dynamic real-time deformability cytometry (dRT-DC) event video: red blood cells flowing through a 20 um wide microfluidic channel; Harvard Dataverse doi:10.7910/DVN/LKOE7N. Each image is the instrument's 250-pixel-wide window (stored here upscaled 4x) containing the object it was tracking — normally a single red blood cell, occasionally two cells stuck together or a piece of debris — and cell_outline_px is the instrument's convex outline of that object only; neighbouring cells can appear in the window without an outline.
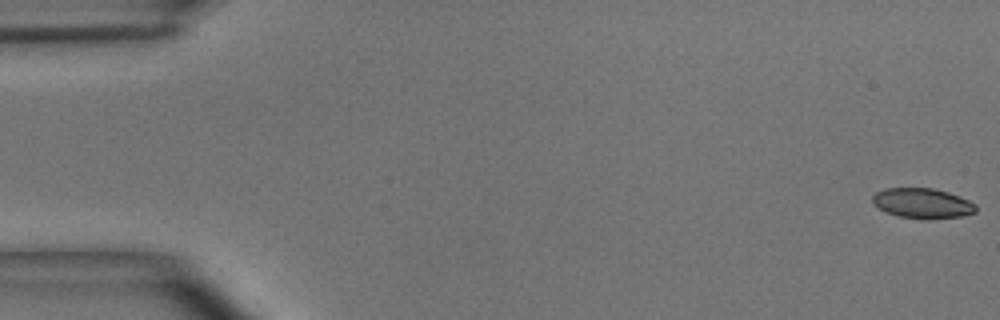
{"species": "common noctule bat (a hibernating species)", "species_latin": "Nyctalus noctula", "temperature_condition": "room temperature", "stored_images_in_passage": 6, "camera_frame_rate_fps": 3000, "um_per_image_px": 0.085, "animal": {"sex": "male", "body_mass_g": 15.6}, "frame": {"image": 1, "passage_image": 1, "time_ms": 0.0, "image_size_px": [1000, 320], "cell_outline_px": [[976, 212], [960, 216], [928, 220], [924, 220], [900, 216], [888, 212], [872, 204], [872, 196], [876, 192], [884, 188], [932, 188], [948, 192], [960, 196], [976, 204]], "centroid_in_image_um": [78.41, 17.28], "position_along_channel_um": 6.6, "area_um2": 18.21}}